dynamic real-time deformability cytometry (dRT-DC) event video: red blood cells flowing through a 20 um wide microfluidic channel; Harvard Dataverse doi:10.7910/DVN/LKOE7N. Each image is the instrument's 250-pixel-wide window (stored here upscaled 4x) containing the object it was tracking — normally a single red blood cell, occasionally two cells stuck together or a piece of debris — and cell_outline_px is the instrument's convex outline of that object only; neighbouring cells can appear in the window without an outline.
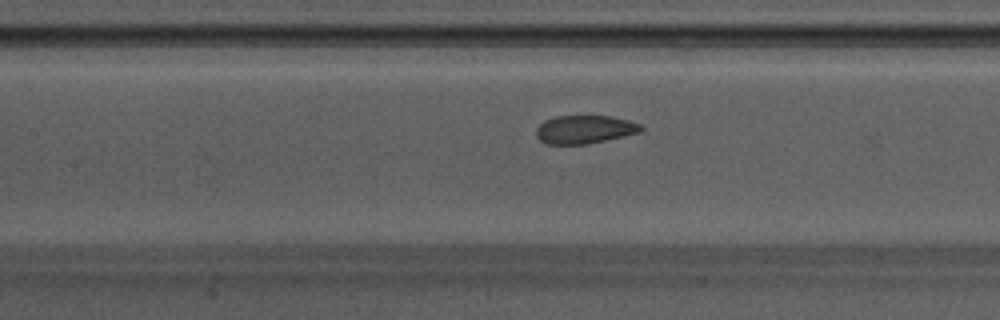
{"species": "Egyptian fruit bat (a non-hibernating species)", "species_latin": "Rousettus aegyptiacus", "temperature_condition": "warm", "stored_images_in_passage": 22, "camera_frame_rate_fps": 3000, "um_per_image_px": 0.085, "animal": {"sex": "male"}, "frame": {"image": 1, "passage_image": 16, "time_ms": 5.0, "image_size_px": [1000, 320], "cell_outline_px": [[644, 128], [640, 132], [624, 136], [588, 144], [544, 144], [536, 136], [536, 128], [544, 120], [556, 116], [608, 116], [628, 120], [640, 124]], "centroid_in_image_um": [49.67, 11.01], "position_along_channel_um": 157.7, "area_um2": 17.28}}
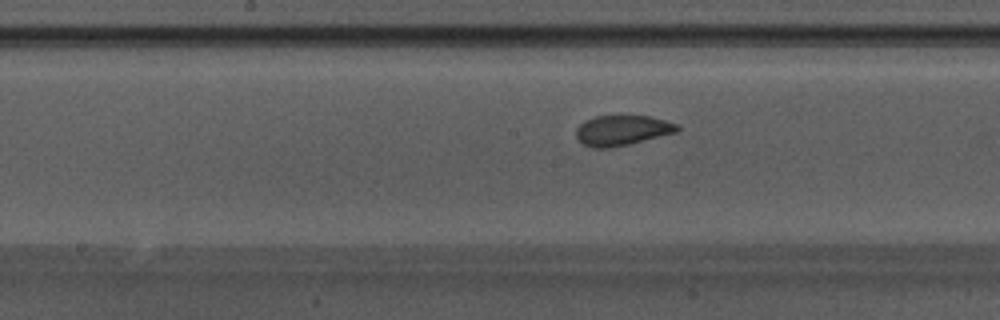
{"frame": {"image": 2, "passage_image": 19, "time_ms": 6.0, "image_size_px": [1000, 320], "cell_outline_px": [[680, 128], [676, 132], [628, 144], [608, 148], [592, 148], [584, 144], [576, 136], [576, 128], [584, 120], [596, 116], [652, 116], [680, 124]], "centroid_in_image_um": [52.89, 11.07], "position_along_channel_um": 195.3, "area_um2": 17.74}}